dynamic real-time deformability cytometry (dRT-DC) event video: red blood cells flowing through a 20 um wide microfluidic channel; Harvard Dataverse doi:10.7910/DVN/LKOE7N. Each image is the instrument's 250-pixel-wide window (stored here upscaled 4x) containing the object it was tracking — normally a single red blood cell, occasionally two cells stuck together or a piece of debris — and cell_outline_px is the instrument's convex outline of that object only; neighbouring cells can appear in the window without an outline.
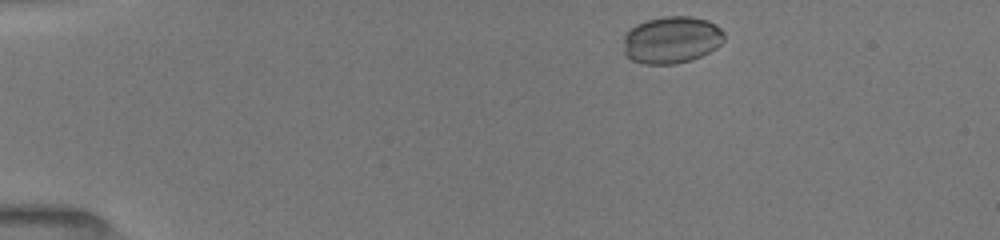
{"species": "common noctule bat (a hibernating species)", "species_latin": "Nyctalus noctula", "temperature_condition": "room temperature", "stored_images_in_passage": 46, "camera_frame_rate_fps": 3000, "um_per_image_px": 0.085, "animal": {"sex": "female", "body_mass_g": 19.5, "forearm_length_mm": 54.1}, "frame": {"image": 1, "passage_image": 3, "time_ms": 0.667, "image_size_px": [1000, 240], "cell_outline_px": [[724, 40], [716, 48], [692, 60], [676, 64], [644, 64], [632, 60], [624, 56], [624, 36], [636, 24], [648, 20], [664, 16], [688, 16], [708, 20], [716, 24], [724, 32]], "centroid_in_image_um": [57.08, 3.39], "position_along_channel_um": 27.9, "area_um2": 27.74}}
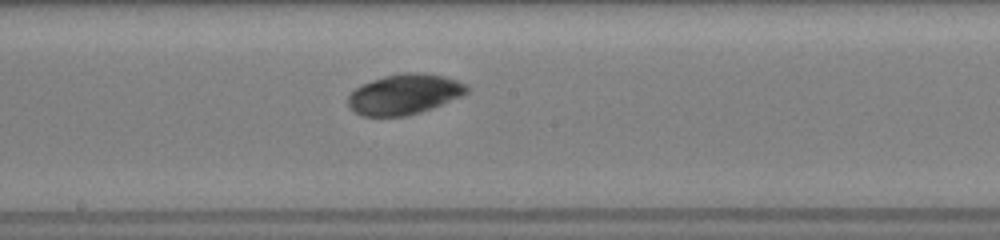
{"frame": {"image": 2, "passage_image": 23, "time_ms": 7.333, "image_size_px": [1000, 240], "cell_outline_px": [[468, 92], [460, 96], [432, 108], [420, 112], [404, 116], [360, 116], [348, 104], [348, 96], [360, 84], [384, 76], [404, 72], [420, 72], [444, 76], [468, 84]], "centroid_in_image_um": [34.37, 8.0], "position_along_channel_um": 213.8, "area_um2": 27.8}}
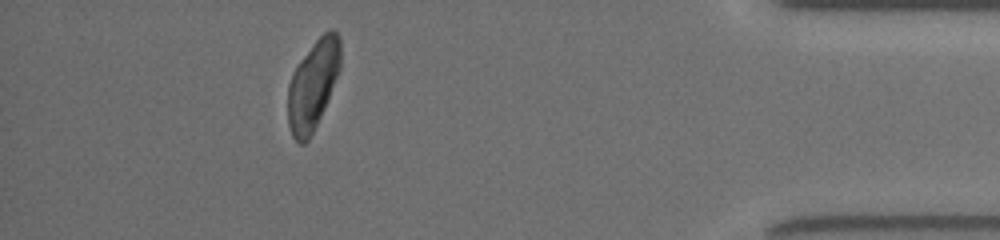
{"frame": {"image": 3, "passage_image": 41, "time_ms": 13.333, "image_size_px": [1000, 240], "cell_outline_px": [[340, 68], [324, 108], [308, 140], [304, 144], [300, 144], [292, 136], [288, 124], [288, 84], [300, 60], [316, 40], [328, 28], [332, 28], [340, 36]], "centroid_in_image_um": [26.6, 7.2], "position_along_channel_um": 408.6, "area_um2": 26.99}}